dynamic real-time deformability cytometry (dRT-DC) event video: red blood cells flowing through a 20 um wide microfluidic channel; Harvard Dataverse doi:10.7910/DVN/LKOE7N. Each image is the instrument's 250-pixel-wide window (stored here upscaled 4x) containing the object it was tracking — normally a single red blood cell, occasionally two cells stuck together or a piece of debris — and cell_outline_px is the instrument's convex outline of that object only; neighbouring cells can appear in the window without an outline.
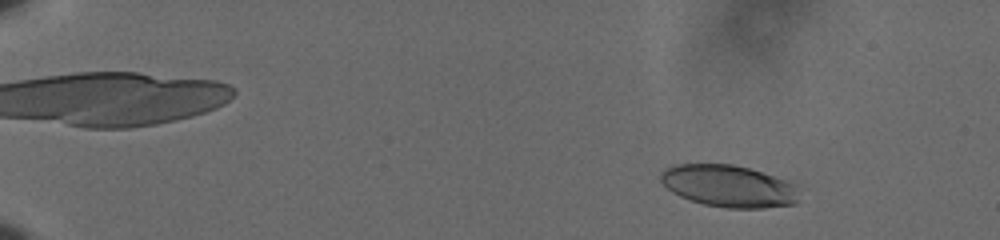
{"species": "human", "species_latin": "Homo sapiens", "temperature_condition": "cold", "stored_images_in_passage": 60, "camera_frame_rate_fps": 3000, "um_per_image_px": 0.085, "donor": {"sex": "male"}, "frame": {"image": 1, "passage_image": 9, "time_ms": 2.667, "image_size_px": [1000, 240], "cell_outline_px": [[796, 204], [764, 208], [728, 208], [704, 204], [680, 196], [672, 192], [660, 180], [660, 172], [664, 168], [676, 164], [732, 164], [748, 168], [784, 180], [792, 184], [796, 200]], "centroid_in_image_um": [61.85, 15.81], "position_along_channel_um": 23.2, "area_um2": 33.29}}
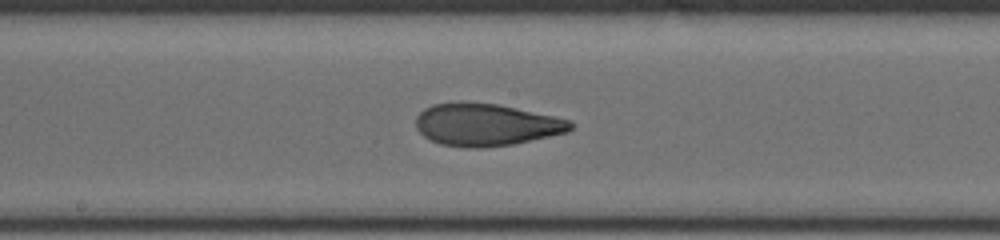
{"frame": {"image": 2, "passage_image": 36, "time_ms": 11.667, "image_size_px": [1000, 240], "cell_outline_px": [[572, 128], [568, 132], [512, 144], [480, 148], [464, 148], [440, 144], [424, 136], [416, 128], [416, 116], [424, 108], [432, 104], [460, 100], [464, 100], [496, 104], [572, 120]], "centroid_in_image_um": [41.26, 10.58], "position_along_channel_um": 206.9, "area_um2": 38.38}}
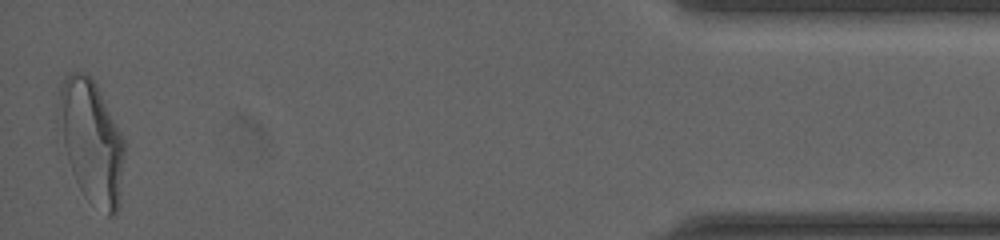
{"frame": {"image": 3, "passage_image": 60, "time_ms": 19.667, "image_size_px": [1000, 240], "cell_outline_px": [[124, 156], [120, 204], [116, 216], [108, 216], [88, 200], [84, 196], [72, 172], [68, 160], [56, 120], [60, 84], [68, 72], [88, 72], [96, 84], [124, 140]], "centroid_in_image_um": [7.75, 12.02], "position_along_channel_um": 427.4, "area_um2": 47.4}, "authors_computed_cell_mechanics": {"area_um2": 37.1654, "velocity_mm_per_s": 3.6045, "shape_relaxation_time_tau1_ms": 6.6813, "shape_relaxation_time_tau2_ms": 1.4407, "deformation_change_tau1": 0.2313, "deformation_change_tau2": 0.0831}}